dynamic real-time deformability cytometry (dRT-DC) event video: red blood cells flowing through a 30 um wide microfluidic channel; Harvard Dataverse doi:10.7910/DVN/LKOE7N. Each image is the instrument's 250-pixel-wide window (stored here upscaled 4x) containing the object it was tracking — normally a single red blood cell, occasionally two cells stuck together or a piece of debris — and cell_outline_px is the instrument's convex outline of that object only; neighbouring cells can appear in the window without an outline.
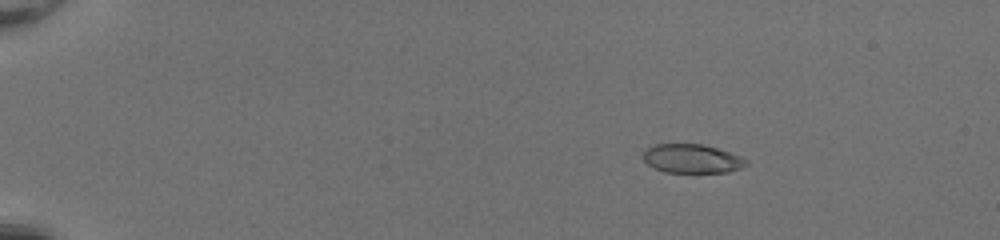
{"species": "common noctule bat (a hibernating species)", "species_latin": "Nyctalus noctula", "temperature_condition": "room temperature", "stored_images_in_passage": 22, "camera_frame_rate_fps": 3000, "um_per_image_px": 0.085, "animal": {"sex": "female", "body_mass_g": 20.0, "forearm_length_mm": 54.0}, "frame": {"image": 1, "passage_image": 11, "time_ms": 3.333, "image_size_px": [1000, 240], "cell_outline_px": [[748, 164], [740, 168], [728, 172], [664, 172], [648, 164], [644, 160], [644, 148], [656, 144], [704, 144], [740, 156], [748, 160]], "centroid_in_image_um": [58.81, 13.48], "position_along_channel_um": 26.2, "area_um2": 17.22}}
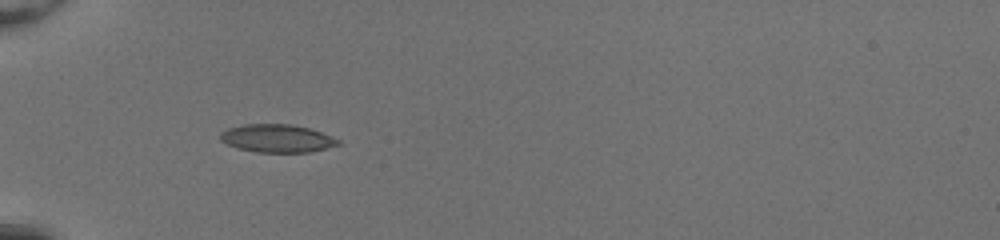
{"frame": {"image": 2, "passage_image": 21, "time_ms": 6.667, "image_size_px": [1000, 240], "cell_outline_px": [[340, 144], [308, 152], [256, 152], [240, 148], [228, 144], [220, 140], [220, 132], [228, 128], [244, 124], [292, 124], [308, 128], [332, 136], [340, 140]], "centroid_in_image_um": [23.53, 11.75], "position_along_channel_um": 61.5, "area_um2": 19.02}}